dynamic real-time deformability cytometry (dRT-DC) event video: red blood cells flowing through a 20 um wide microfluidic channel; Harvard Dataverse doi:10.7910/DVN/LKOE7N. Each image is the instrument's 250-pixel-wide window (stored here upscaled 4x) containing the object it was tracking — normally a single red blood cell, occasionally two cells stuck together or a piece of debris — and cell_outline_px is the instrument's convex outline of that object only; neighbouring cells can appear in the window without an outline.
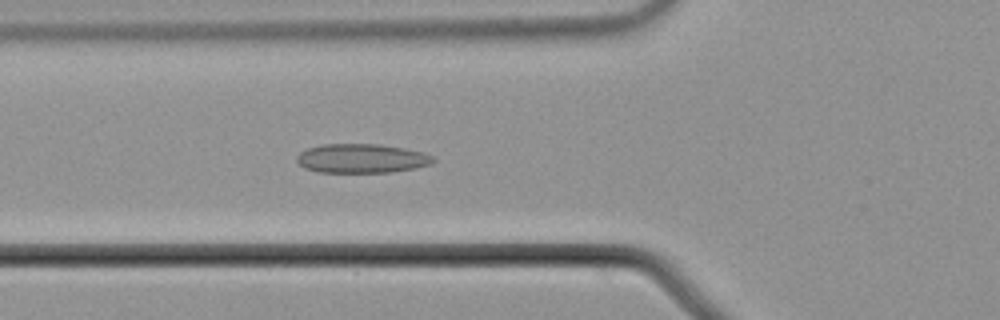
{"species": "common noctule bat (a hibernating species)", "species_latin": "Nyctalus noctula", "temperature_condition": "cold", "stored_images_in_passage": 57, "camera_frame_rate_fps": 3000, "um_per_image_px": 0.085, "animal": {"sex": "male", "body_mass_g": 21.5, "forearm_length_mm": 52.0}, "frame": {"image": 1, "passage_image": 22, "time_ms": 7.0, "image_size_px": [1000, 320], "cell_outline_px": [[436, 160], [432, 164], [416, 168], [392, 172], [316, 172], [304, 168], [296, 160], [296, 156], [300, 152], [308, 148], [324, 144], [376, 144], [424, 152], [432, 156]], "centroid_in_image_um": [30.73, 13.47], "position_along_channel_um": 95.1, "area_um2": 23.12}}
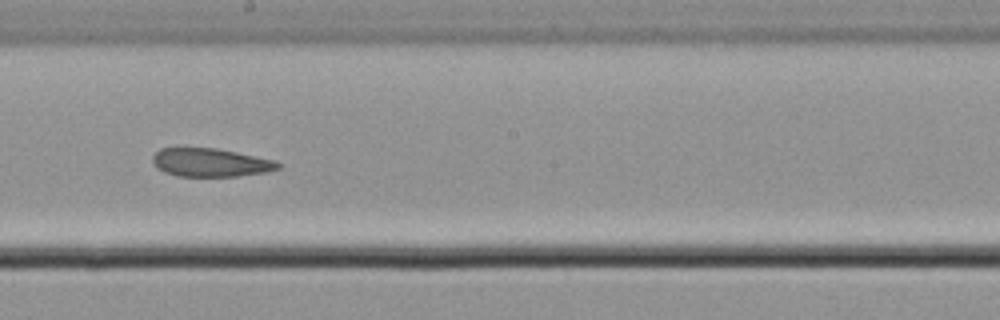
{"frame": {"image": 2, "passage_image": 33, "time_ms": 10.667, "image_size_px": [1000, 320], "cell_outline_px": [[284, 164], [280, 168], [264, 172], [236, 176], [176, 176], [164, 172], [156, 168], [152, 160], [152, 156], [160, 148], [216, 148], [276, 160]], "centroid_in_image_um": [17.9, 13.81], "position_along_channel_um": 230.3, "area_um2": 20.81}}
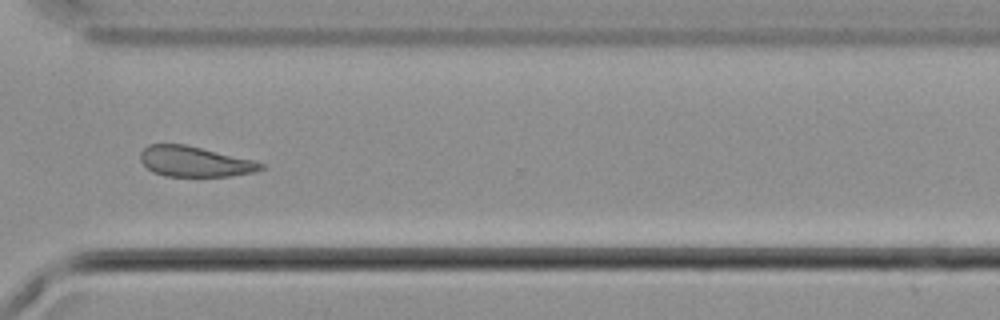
{"frame": {"image": 3, "passage_image": 43, "time_ms": 14.0, "image_size_px": [1000, 320], "cell_outline_px": [[264, 168], [256, 172], [232, 176], [164, 176], [152, 172], [140, 160], [140, 152], [148, 144], [184, 144], [252, 160], [264, 164]], "centroid_in_image_um": [16.53, 13.74], "position_along_channel_um": 354.1, "area_um2": 21.21}, "authors_computed_cell_mechanics": {"area_um2": 22.6576, "velocity_mm_per_s": 3.6846, "shape_relaxation_time_tau1_ms": null, "shape_relaxation_time_tau2_ms": 7.0782, "deformation_change_tau1": null, "deformation_change_tau2": 0.1671}}